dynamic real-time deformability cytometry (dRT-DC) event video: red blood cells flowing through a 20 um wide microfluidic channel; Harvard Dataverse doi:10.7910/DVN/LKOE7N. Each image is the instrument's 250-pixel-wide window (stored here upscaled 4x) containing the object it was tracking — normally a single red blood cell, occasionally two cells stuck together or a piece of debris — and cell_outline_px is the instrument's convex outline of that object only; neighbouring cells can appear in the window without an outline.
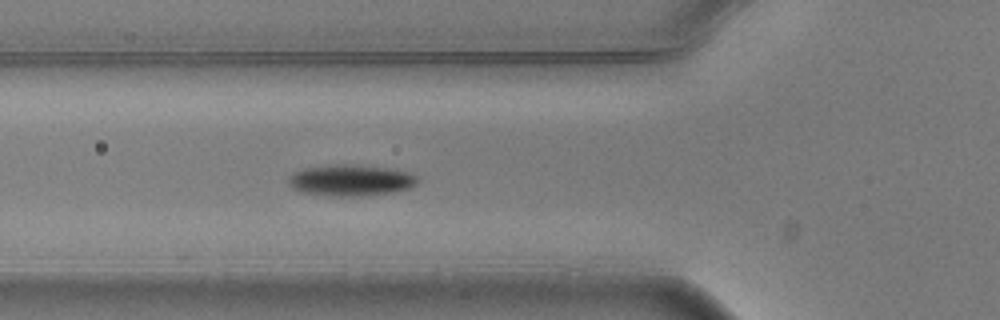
{"species": "common noctule bat (a hibernating species)", "species_latin": "Nyctalus noctula", "temperature_condition": "warm", "stored_images_in_passage": 2, "camera_frame_rate_fps": 3000, "um_per_image_px": 0.085, "animal": {"sex": "male", "body_mass_g": 20.5, "forearm_length_mm": 52.5}, "frame": {"image": 1, "passage_image": 2, "time_ms": 0.333, "image_size_px": [1000, 320], "cell_outline_px": [[420, 180], [412, 188], [392, 192], [360, 196], [336, 196], [300, 192], [292, 188], [288, 184], [288, 176], [304, 168], [332, 164], [348, 164], [388, 168], [408, 172], [416, 176]], "centroid_in_image_um": [29.81, 15.32], "position_along_channel_um": 96.0, "area_um2": 23.58}}